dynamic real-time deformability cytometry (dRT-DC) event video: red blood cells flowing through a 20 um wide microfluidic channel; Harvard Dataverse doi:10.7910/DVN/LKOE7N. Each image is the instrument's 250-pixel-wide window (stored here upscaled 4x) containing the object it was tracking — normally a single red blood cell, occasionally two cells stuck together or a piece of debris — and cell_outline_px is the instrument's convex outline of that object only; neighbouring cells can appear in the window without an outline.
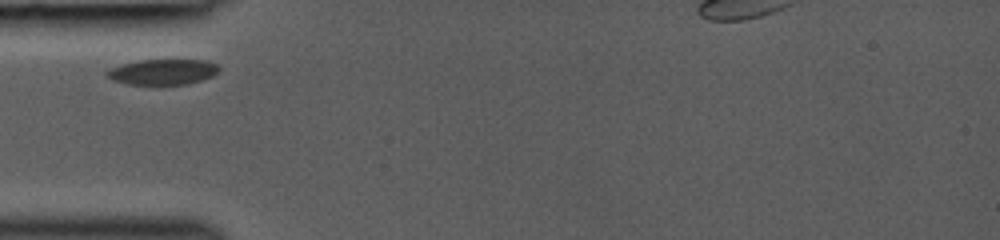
{"species": "common noctule bat (a hibernating species)", "species_latin": "Nyctalus noctula", "temperature_condition": "room temperature", "stored_images_in_passage": 26, "camera_frame_rate_fps": 3000, "um_per_image_px": 0.085, "animal": {"sex": "female", "body_mass_g": 19.0, "forearm_length_mm": 53.3}, "frame": {"image": 1, "passage_image": 1, "time_ms": 0.0, "image_size_px": [1000, 240], "cell_outline_px": [[220, 68], [212, 76], [200, 80], [184, 84], [128, 84], [112, 80], [104, 72], [112, 68], [136, 60], [204, 60], [216, 64]], "centroid_in_image_um": [13.82, 6.1], "position_along_channel_um": 71.2, "area_um2": 16.36}}
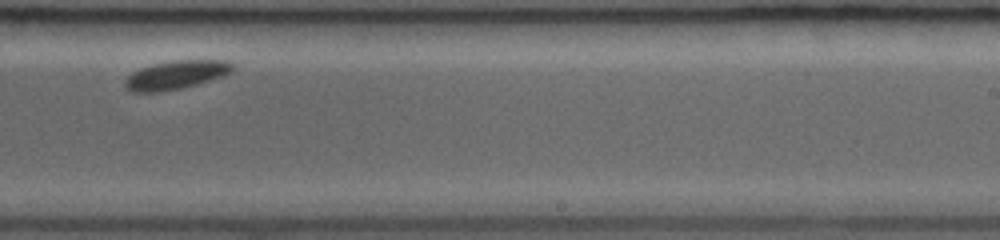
{"frame": {"image": 2, "passage_image": 16, "time_ms": 5.0, "image_size_px": [1000, 240], "cell_outline_px": [[232, 68], [228, 72], [220, 76], [196, 84], [180, 88], [160, 92], [132, 92], [124, 88], [124, 80], [132, 72], [140, 68], [152, 64], [172, 60], [224, 60], [232, 64]], "centroid_in_image_um": [14.85, 6.37], "position_along_channel_um": 274.2, "area_um2": 17.69}}
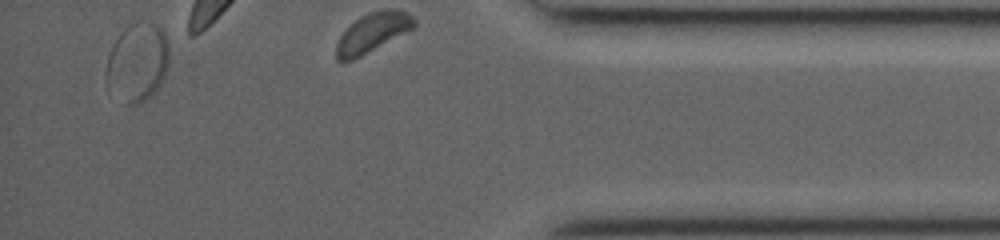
{"frame": {"image": 3, "passage_image": 26, "time_ms": 8.333, "image_size_px": [1000, 240], "cell_outline_px": [[168, 64], [164, 76], [160, 84], [144, 100], [136, 104], [128, 104], [104, 80], [104, 72], [108, 56], [112, 44], [120, 32], [132, 20], [152, 20], [160, 24], [164, 28], [168, 40]], "centroid_in_image_um": [11.69, 5.15], "position_along_channel_um": 423.5, "area_um2": 29.19}}